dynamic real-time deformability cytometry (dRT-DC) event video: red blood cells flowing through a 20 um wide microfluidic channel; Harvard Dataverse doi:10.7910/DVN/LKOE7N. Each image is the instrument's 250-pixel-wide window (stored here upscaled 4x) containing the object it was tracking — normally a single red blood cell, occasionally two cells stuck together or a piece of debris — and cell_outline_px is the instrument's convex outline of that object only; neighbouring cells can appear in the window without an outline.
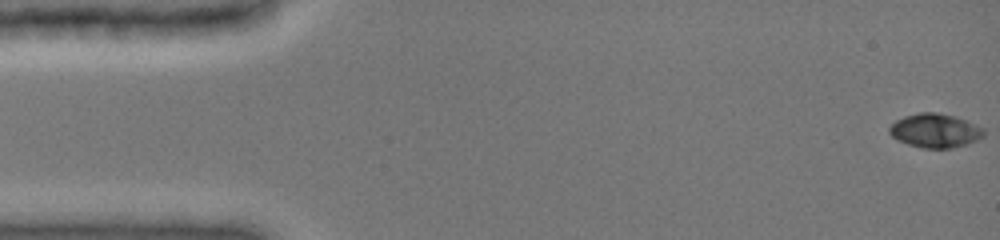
{"species": "common noctule bat (a hibernating species)", "species_latin": "Nyctalus noctula", "temperature_condition": "cold", "stored_images_in_passage": 45, "camera_frame_rate_fps": 3000, "um_per_image_px": 0.085, "animal": {"sex": "female", "body_mass_g": 19.0, "forearm_length_mm": 51.5}, "frame": {"image": 1, "passage_image": 1, "time_ms": 0.0, "image_size_px": [1000, 240], "cell_outline_px": [[984, 136], [968, 144], [952, 148], [924, 148], [908, 144], [892, 136], [888, 132], [888, 128], [896, 120], [904, 116], [920, 112], [936, 112], [956, 116], [976, 124], [984, 128]], "centroid_in_image_um": [79.5, 11.09], "position_along_channel_um": 5.5, "area_um2": 18.73}}
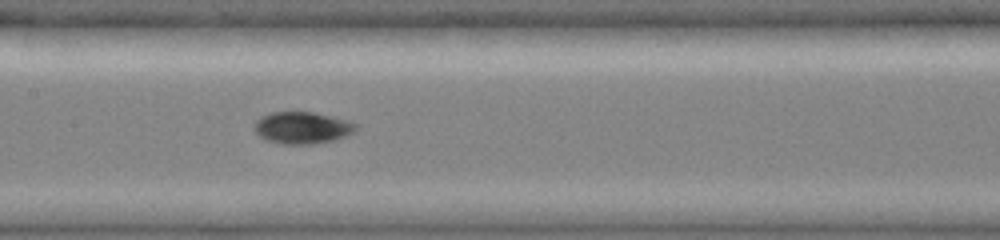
{"frame": {"image": 2, "passage_image": 24, "time_ms": 7.667, "image_size_px": [1000, 240], "cell_outline_px": [[356, 128], [348, 136], [332, 140], [312, 144], [284, 144], [268, 140], [260, 136], [256, 132], [256, 120], [260, 116], [272, 112], [312, 112], [348, 120], [356, 124]], "centroid_in_image_um": [25.7, 10.85], "position_along_channel_um": 181.7, "area_um2": 18.61}}
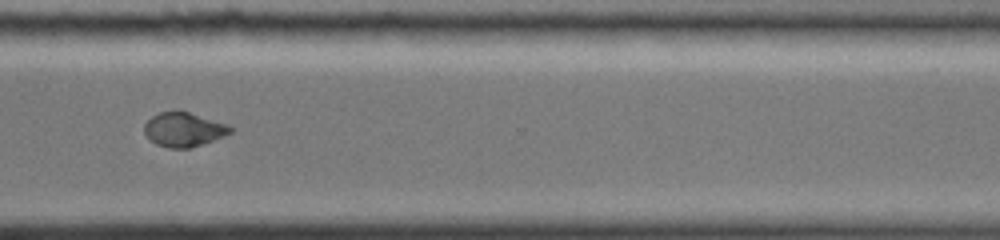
{"frame": {"image": 3, "passage_image": 44, "time_ms": 12.0, "image_size_px": [1000, 240], "cell_outline_px": [[232, 132], [224, 136], [188, 148], [168, 148], [156, 144], [144, 132], [144, 124], [152, 116], [160, 112], [176, 108], [228, 124], [232, 128]], "centroid_in_image_um": [15.6, 10.97], "position_along_channel_um": 355.0, "area_um2": 17.22}}